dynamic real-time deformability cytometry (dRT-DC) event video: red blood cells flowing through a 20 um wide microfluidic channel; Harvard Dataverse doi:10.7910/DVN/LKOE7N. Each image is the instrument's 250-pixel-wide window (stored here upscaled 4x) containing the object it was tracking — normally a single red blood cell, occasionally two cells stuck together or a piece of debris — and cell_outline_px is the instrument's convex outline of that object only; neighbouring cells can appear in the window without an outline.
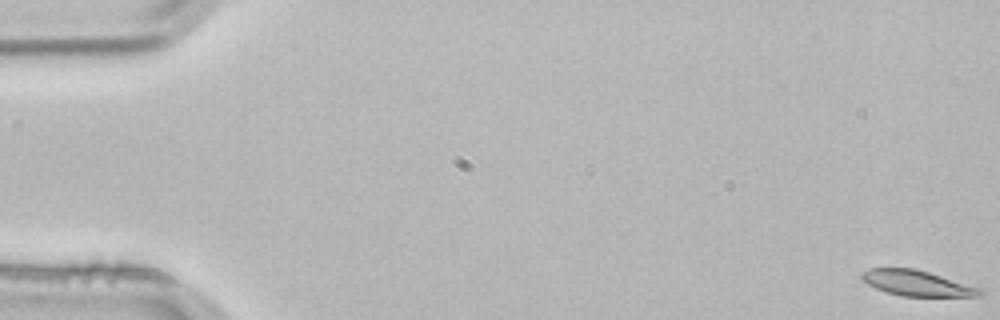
{"species": "common noctule bat (a hibernating species)", "species_latin": "Nyctalus noctula", "temperature_condition": "room temperature", "stored_images_in_passage": 55, "camera_frame_rate_fps": 3000, "um_per_image_px": 0.085, "animal": {"sex": "male", "body_mass_g": 21.5, "forearm_length_mm": 52.0}, "frame": {"image": 1, "passage_image": 1, "time_ms": 0.0, "image_size_px": [1000, 320], "cell_outline_px": [[984, 292], [980, 296], [900, 296], [876, 288], [868, 284], [860, 276], [860, 272], [868, 268], [916, 268], [980, 288]], "centroid_in_image_um": [77.91, 24.06], "position_along_channel_um": 7.1, "area_um2": 17.46}}
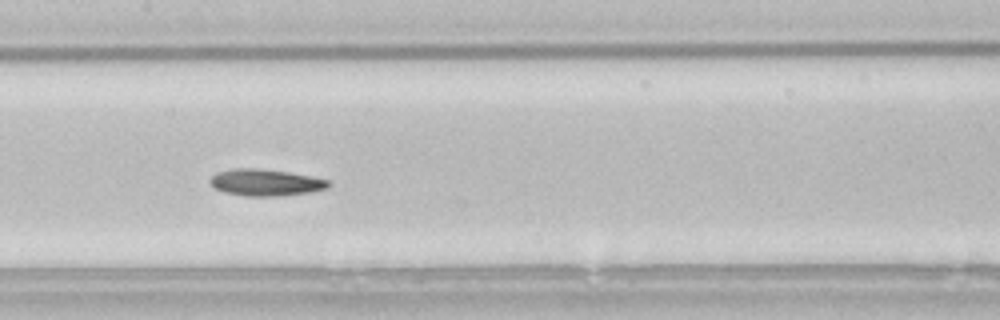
{"frame": {"image": 2, "passage_image": 27, "time_ms": 8.667, "image_size_px": [1000, 320], "cell_outline_px": [[332, 184], [328, 188], [312, 192], [280, 196], [248, 196], [224, 192], [216, 188], [208, 180], [216, 172], [232, 168], [264, 168], [312, 176], [328, 180]], "centroid_in_image_um": [22.6, 15.5], "position_along_channel_um": 184.8, "area_um2": 18.61}}
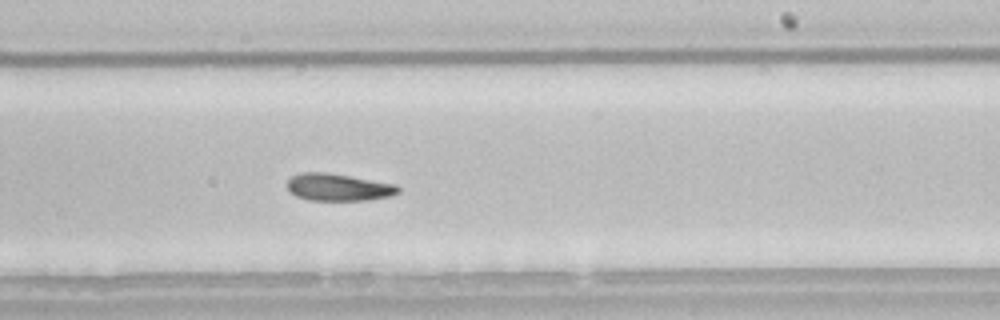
{"frame": {"image": 3, "passage_image": 33, "time_ms": 10.667, "image_size_px": [1000, 320], "cell_outline_px": [[400, 192], [392, 196], [364, 200], [308, 200], [296, 196], [288, 188], [288, 180], [292, 176], [300, 172], [328, 172], [396, 184], [400, 188]], "centroid_in_image_um": [28.78, 15.91], "position_along_channel_um": 260.2, "area_um2": 17.63}}